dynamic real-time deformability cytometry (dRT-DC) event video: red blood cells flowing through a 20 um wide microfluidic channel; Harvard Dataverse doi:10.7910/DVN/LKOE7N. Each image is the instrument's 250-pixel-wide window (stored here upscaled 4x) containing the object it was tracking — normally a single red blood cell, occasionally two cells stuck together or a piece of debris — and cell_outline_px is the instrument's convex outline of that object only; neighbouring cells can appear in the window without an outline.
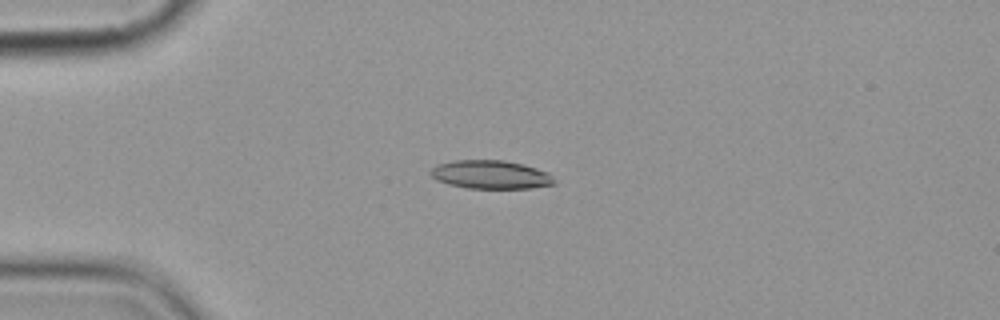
{"species": "common noctule bat (a hibernating species)", "species_latin": "Nyctalus noctula", "temperature_condition": "cold", "stored_images_in_passage": 6, "camera_frame_rate_fps": 3000, "um_per_image_px": 0.085, "animal": {"sex": "female", "body_mass_g": 19.9}, "frame": {"image": 1, "passage_image": 5, "time_ms": 4.333, "image_size_px": [1000, 320], "cell_outline_px": [[556, 184], [528, 188], [468, 188], [448, 184], [436, 180], [428, 172], [436, 164], [456, 160], [504, 160], [524, 164], [536, 168], [552, 176]], "centroid_in_image_um": [41.66, 14.83], "position_along_channel_um": 43.3, "area_um2": 20.46}}